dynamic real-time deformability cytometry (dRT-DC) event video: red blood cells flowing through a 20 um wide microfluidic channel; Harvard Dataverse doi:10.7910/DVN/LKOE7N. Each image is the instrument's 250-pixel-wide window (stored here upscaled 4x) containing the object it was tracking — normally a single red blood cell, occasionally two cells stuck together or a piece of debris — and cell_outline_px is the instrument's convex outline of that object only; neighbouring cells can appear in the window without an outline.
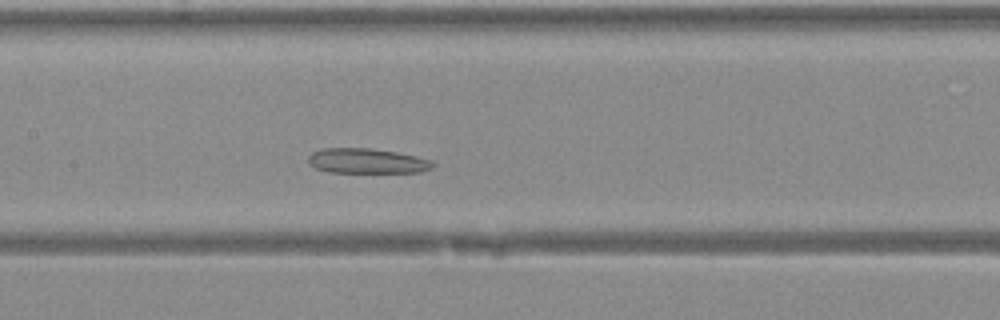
{"species": "Egyptian fruit bat (a non-hibernating species)", "species_latin": "Rousettus aegyptiacus", "temperature_condition": "warm", "stored_images_in_passage": 34, "camera_frame_rate_fps": 3000, "um_per_image_px": 0.085, "animal": {"sex": "female"}, "frame": {"image": 1, "passage_image": 11, "time_ms": 3.333, "image_size_px": [1000, 320], "cell_outline_px": [[436, 164], [432, 168], [420, 172], [328, 172], [316, 168], [308, 164], [308, 156], [312, 152], [324, 148], [372, 148], [396, 152], [416, 156], [432, 160]], "centroid_in_image_um": [31.19, 13.68], "position_along_channel_um": 176.2, "area_um2": 18.21}}
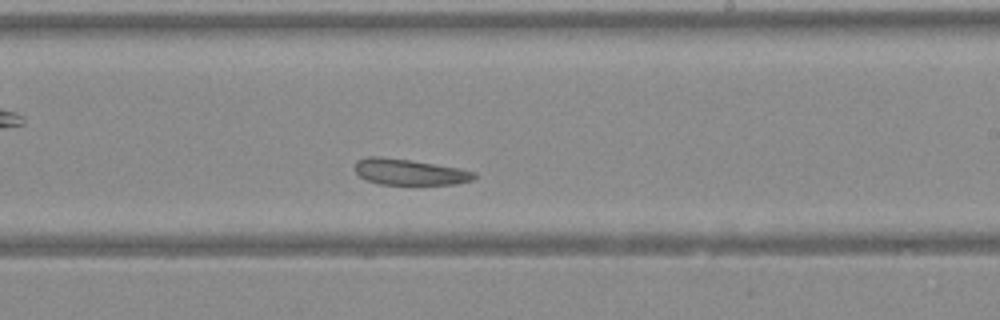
{"frame": {"image": 2, "passage_image": 16, "time_ms": 5.0, "image_size_px": [1000, 320], "cell_outline_px": [[476, 176], [472, 180], [456, 184], [380, 184], [368, 180], [360, 176], [352, 168], [352, 164], [356, 160], [368, 156], [380, 156], [408, 160], [460, 168], [476, 172]], "centroid_in_image_um": [34.76, 14.61], "position_along_channel_um": 254.2, "area_um2": 18.09}}
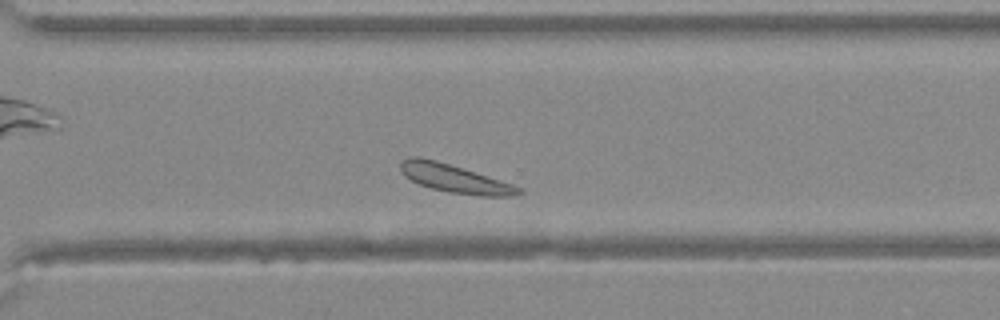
{"frame": {"image": 3, "passage_image": 21, "time_ms": 6.667, "image_size_px": [1000, 320], "cell_outline_px": [[524, 192], [516, 196], [480, 196], [448, 192], [432, 188], [420, 184], [404, 176], [400, 168], [400, 160], [408, 156], [420, 156], [436, 160], [512, 184], [524, 188]], "centroid_in_image_um": [38.64, 15.17], "position_along_channel_um": 332.0, "area_um2": 19.42}}